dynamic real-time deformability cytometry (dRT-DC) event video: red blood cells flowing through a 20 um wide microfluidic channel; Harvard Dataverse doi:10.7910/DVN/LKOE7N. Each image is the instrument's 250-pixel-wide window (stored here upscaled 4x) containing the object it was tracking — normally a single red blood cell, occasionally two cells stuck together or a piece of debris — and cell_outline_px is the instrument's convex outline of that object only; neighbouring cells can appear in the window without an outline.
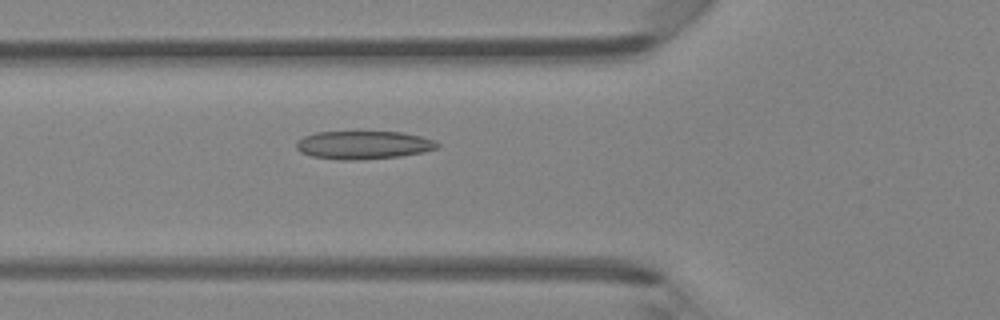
{"species": "Egyptian fruit bat (a non-hibernating species)", "species_latin": "Rousettus aegyptiacus", "temperature_condition": "room temperature", "stored_images_in_passage": 44, "camera_frame_rate_fps": 3000, "um_per_image_px": 0.085, "animal": {"sex": "female"}, "frame": {"image": 1, "passage_image": 17, "time_ms": 5.333, "image_size_px": [1000, 320], "cell_outline_px": [[440, 144], [436, 148], [424, 152], [400, 156], [360, 160], [340, 160], [312, 156], [300, 152], [296, 148], [296, 144], [304, 136], [316, 132], [404, 132], [436, 140]], "centroid_in_image_um": [30.91, 12.33], "position_along_channel_um": 94.9, "area_um2": 23.18}}
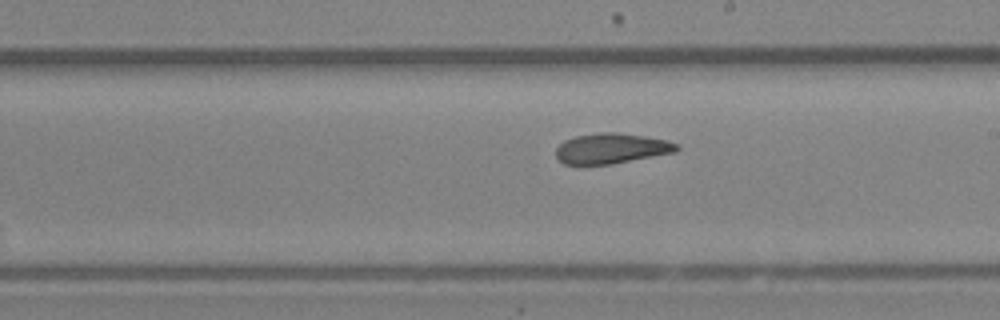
{"frame": {"image": 2, "passage_image": 27, "time_ms": 8.667, "image_size_px": [1000, 320], "cell_outline_px": [[680, 148], [676, 152], [612, 164], [564, 164], [556, 156], [556, 148], [564, 140], [576, 136], [600, 132], [616, 132], [644, 136], [668, 140], [680, 144]], "centroid_in_image_um": [52.01, 12.61], "position_along_channel_um": 237.0, "area_um2": 21.39}}
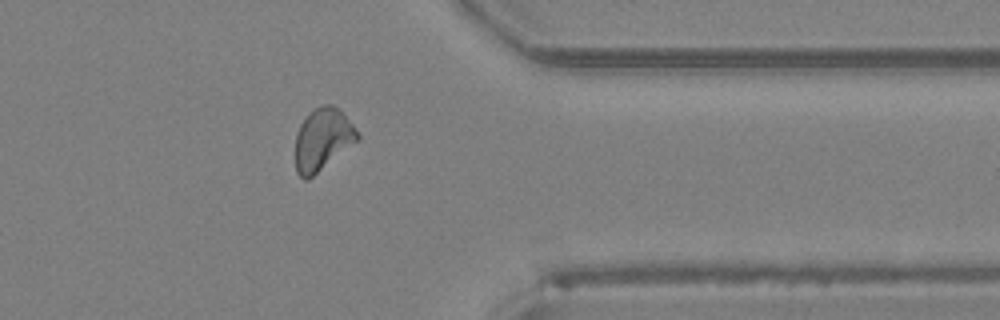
{"frame": {"image": 3, "passage_image": 38, "time_ms": 12.333, "image_size_px": [1000, 320], "cell_outline_px": [[360, 140], [308, 180], [304, 180], [296, 172], [296, 132], [300, 124], [316, 108], [324, 104], [332, 104], [360, 132]], "centroid_in_image_um": [27.44, 11.89], "position_along_channel_um": 384.0, "area_um2": 22.37}}